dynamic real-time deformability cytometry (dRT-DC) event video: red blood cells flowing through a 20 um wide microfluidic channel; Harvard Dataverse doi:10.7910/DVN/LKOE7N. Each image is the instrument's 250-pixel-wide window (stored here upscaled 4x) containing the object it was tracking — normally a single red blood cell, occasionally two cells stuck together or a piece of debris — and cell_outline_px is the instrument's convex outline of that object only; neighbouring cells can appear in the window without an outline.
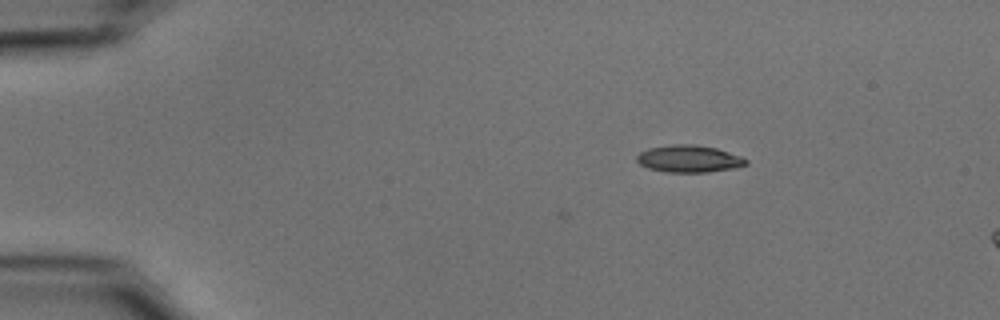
{"species": "common noctule bat (a hibernating species)", "species_latin": "Nyctalus noctula", "temperature_condition": "cold", "stored_images_in_passage": 3, "camera_frame_rate_fps": 3000, "um_per_image_px": 0.085, "animal": {"sex": "male", "body_mass_g": 15.6}, "frame": {"image": 1, "passage_image": 1, "time_ms": 0.0, "image_size_px": [1000, 320], "cell_outline_px": [[748, 164], [732, 168], [708, 172], [668, 172], [648, 168], [640, 164], [636, 160], [636, 156], [640, 152], [648, 148], [672, 144], [696, 144], [716, 148], [740, 156], [748, 160]], "centroid_in_image_um": [58.54, 13.49], "position_along_channel_um": 26.5, "area_um2": 17.22}}